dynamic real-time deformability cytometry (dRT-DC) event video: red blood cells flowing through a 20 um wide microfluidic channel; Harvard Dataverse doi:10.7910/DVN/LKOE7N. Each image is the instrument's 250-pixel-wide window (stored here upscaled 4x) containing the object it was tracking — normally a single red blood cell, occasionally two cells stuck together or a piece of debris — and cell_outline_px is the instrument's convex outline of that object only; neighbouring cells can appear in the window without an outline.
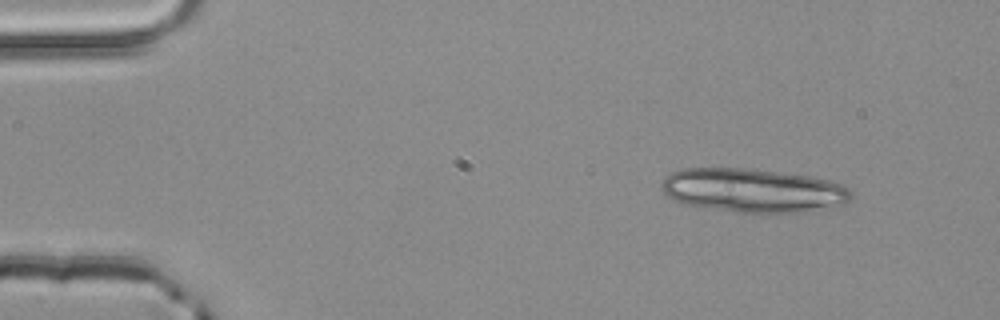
{"species": "common noctule bat (a hibernating species)", "species_latin": "Nyctalus noctula", "temperature_condition": "room temperature", "stored_images_in_passage": 2, "camera_frame_rate_fps": 3000, "um_per_image_px": 0.085, "animal": {"sex": "male", "body_mass_g": 20.4}, "frame": {"image": 1, "passage_image": 1, "time_ms": 0.0, "image_size_px": [1000, 320], "cell_outline_px": [[852, 196], [844, 204], [832, 208], [812, 212], [736, 212], [704, 208], [680, 204], [664, 196], [660, 188], [660, 184], [664, 176], [680, 168], [752, 168], [808, 176], [828, 180], [840, 184], [848, 188], [852, 192]], "centroid_in_image_um": [63.94, 16.19], "position_along_channel_um": 21.1, "area_um2": 49.3}}